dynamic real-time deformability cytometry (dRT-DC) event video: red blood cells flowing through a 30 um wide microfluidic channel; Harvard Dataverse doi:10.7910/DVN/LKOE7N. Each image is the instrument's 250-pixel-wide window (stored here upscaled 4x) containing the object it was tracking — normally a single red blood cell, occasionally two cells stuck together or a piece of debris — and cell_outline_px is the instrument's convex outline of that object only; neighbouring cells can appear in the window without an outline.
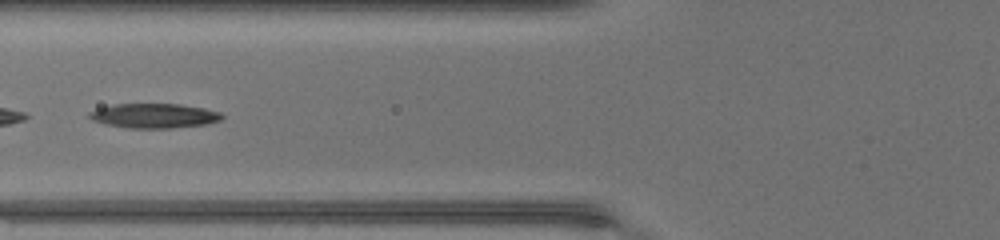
{"species": "common noctule bat (a hibernating species)", "species_latin": "Nyctalus noctula", "temperature_condition": "warm", "stored_images_in_passage": 39, "segment_of_instrument_passage": [2, 2], "camera_frame_rate_fps": 3000, "um_per_image_px": 0.085, "animal": {"sex": "female", "body_mass_g": 17.0, "forearm_length_mm": 48.0}, "frame": {"image": 1, "passage_image": 11, "time_ms": 3.333, "image_size_px": [1000, 240], "cell_outline_px": [[224, 116], [220, 120], [204, 124], [168, 128], [132, 128], [108, 124], [92, 120], [88, 116], [88, 112], [112, 104], [180, 104], [220, 112]], "centroid_in_image_um": [13.07, 9.83], "position_along_channel_um": 112.7, "area_um2": 18.61}}
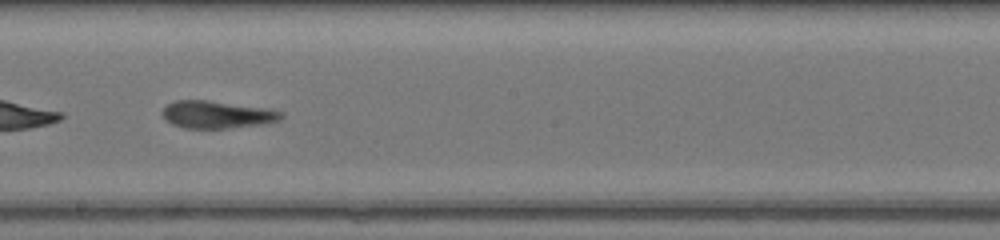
{"frame": {"image": 2, "passage_image": 19, "time_ms": 6.0, "image_size_px": [1000, 240], "cell_outline_px": [[284, 116], [280, 120], [260, 124], [228, 128], [184, 128], [172, 124], [164, 116], [164, 108], [168, 104], [176, 100], [208, 100], [260, 108], [284, 112]], "centroid_in_image_um": [18.44, 9.74], "position_along_channel_um": 229.8, "area_um2": 18.5}}
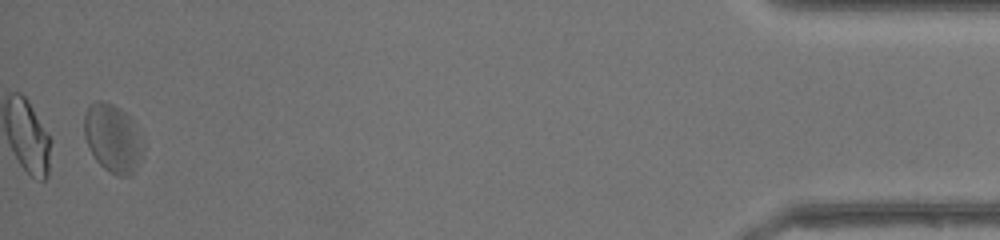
{"frame": {"image": 3, "passage_image": 38, "time_ms": 12.333, "image_size_px": [1000, 240], "cell_outline_px": [[144, 156], [136, 168], [128, 176], [116, 176], [104, 168], [96, 160], [84, 136], [84, 116], [88, 108], [92, 104], [100, 100], [104, 100], [120, 108], [144, 144]], "centroid_in_image_um": [9.57, 11.8], "position_along_channel_um": 425.6, "area_um2": 22.83}}